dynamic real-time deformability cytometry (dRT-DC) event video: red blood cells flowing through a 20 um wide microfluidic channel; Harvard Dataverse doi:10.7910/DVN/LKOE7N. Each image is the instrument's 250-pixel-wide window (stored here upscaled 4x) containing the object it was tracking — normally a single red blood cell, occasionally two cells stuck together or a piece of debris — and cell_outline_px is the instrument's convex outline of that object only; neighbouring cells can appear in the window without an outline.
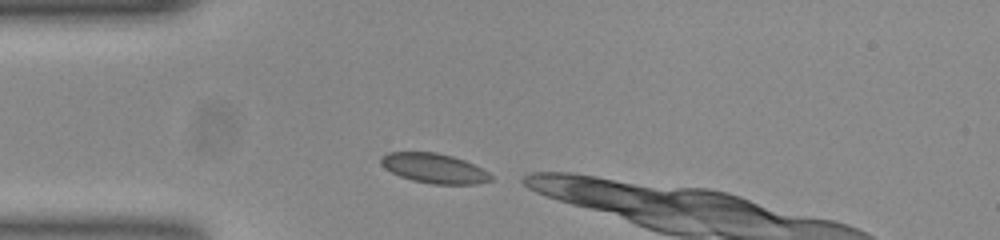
{"species": "common noctule bat (a hibernating species)", "species_latin": "Nyctalus noctula", "temperature_condition": "room temperature", "stored_images_in_passage": 9, "camera_frame_rate_fps": 3000, "um_per_image_px": 0.085, "animal": {"sex": "female", "body_mass_g": 23.0, "forearm_length_mm": 53.4}, "frame": {"image": 1, "passage_image": 1, "time_ms": 0.0, "image_size_px": [1000, 240], "cell_outline_px": [[492, 180], [476, 184], [432, 184], [412, 180], [400, 176], [384, 168], [380, 164], [380, 160], [388, 152], [436, 152], [452, 156], [464, 160], [488, 172], [492, 176]], "centroid_in_image_um": [36.89, 14.31], "position_along_channel_um": 48.1, "area_um2": 18.9}}
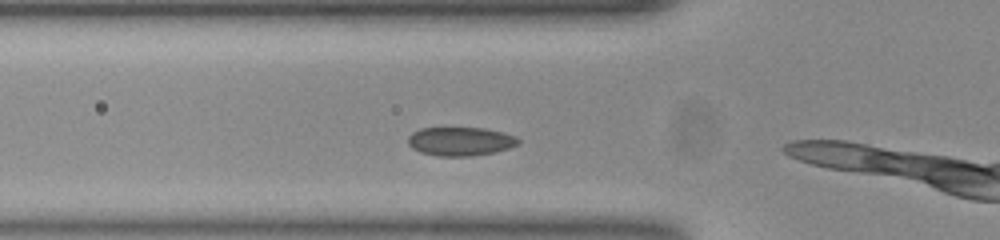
{"frame": {"image": 2, "passage_image": 5, "time_ms": 1.333, "image_size_px": [1000, 240], "cell_outline_px": [[520, 140], [516, 144], [508, 148], [492, 152], [468, 156], [440, 156], [420, 152], [412, 148], [408, 144], [408, 136], [412, 132], [420, 128], [484, 128], [516, 136]], "centroid_in_image_um": [39.08, 12.01], "position_along_channel_um": 86.7, "area_um2": 18.21}}
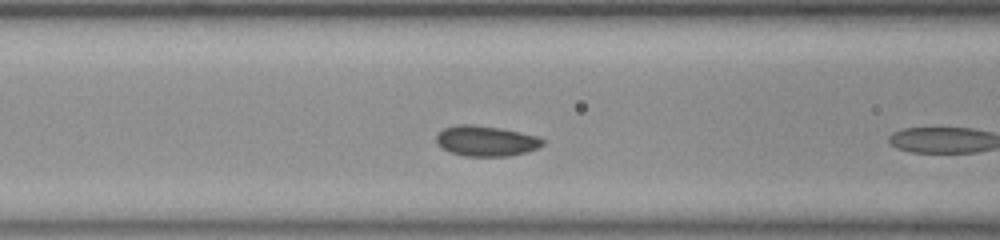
{"frame": {"image": 3, "passage_image": 8, "time_ms": 2.333, "image_size_px": [1000, 240], "cell_outline_px": [[544, 144], [528, 152], [508, 156], [464, 156], [452, 152], [444, 148], [436, 140], [436, 136], [444, 128], [464, 124], [496, 128], [536, 136], [544, 140]], "centroid_in_image_um": [41.33, 12.0], "position_along_channel_um": 125.3, "area_um2": 18.21}}